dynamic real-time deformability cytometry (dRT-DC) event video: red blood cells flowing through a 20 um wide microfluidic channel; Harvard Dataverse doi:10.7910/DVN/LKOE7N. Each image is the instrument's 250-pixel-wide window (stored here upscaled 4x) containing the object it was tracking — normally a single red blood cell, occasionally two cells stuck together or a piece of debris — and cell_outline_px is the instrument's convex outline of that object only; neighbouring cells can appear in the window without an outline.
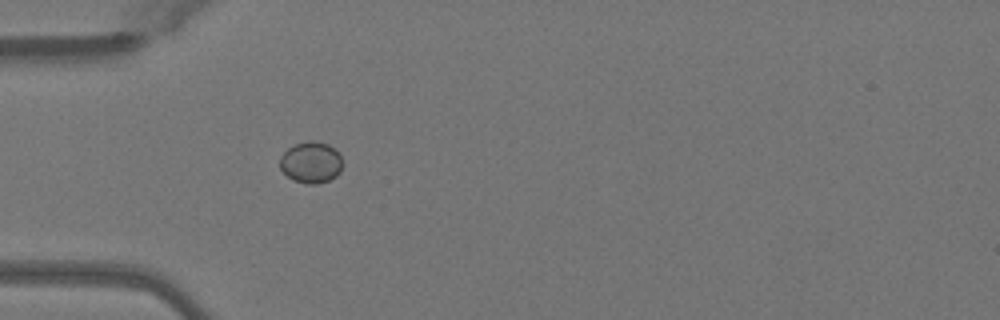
{"species": "Egyptian fruit bat (a non-hibernating species)", "species_latin": "Rousettus aegyptiacus", "temperature_condition": "warm", "stored_images_in_passage": 35, "camera_frame_rate_fps": 3000, "um_per_image_px": 0.085, "animal": {"sex": "female"}, "frame": {"image": 1, "passage_image": 1, "time_ms": 0.0, "image_size_px": [1000, 320], "cell_outline_px": [[340, 172], [336, 176], [328, 180], [316, 184], [304, 184], [292, 180], [280, 168], [280, 156], [288, 148], [296, 144], [308, 140], [312, 140], [328, 144], [340, 152]], "centroid_in_image_um": [26.42, 13.8], "position_along_channel_um": 58.6, "area_um2": 15.09}}
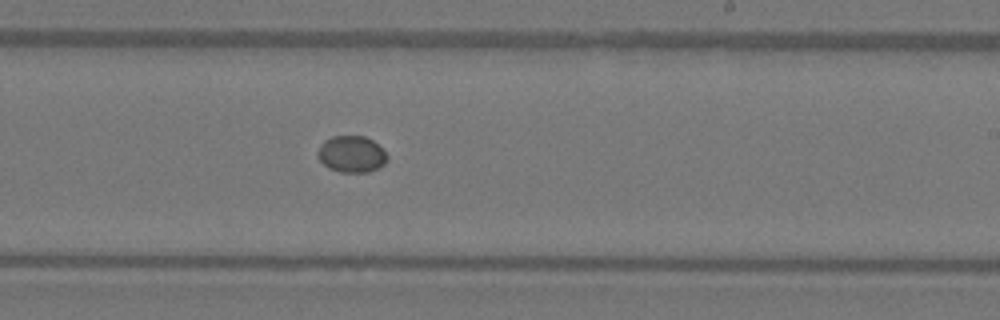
{"frame": {"image": 2, "passage_image": 16, "time_ms": 5.0, "image_size_px": [1000, 320], "cell_outline_px": [[388, 160], [380, 168], [368, 172], [340, 172], [328, 168], [316, 156], [316, 152], [320, 144], [324, 140], [332, 136], [364, 136], [372, 140], [388, 156]], "centroid_in_image_um": [29.85, 13.11], "position_along_channel_um": 259.1, "area_um2": 14.91}}
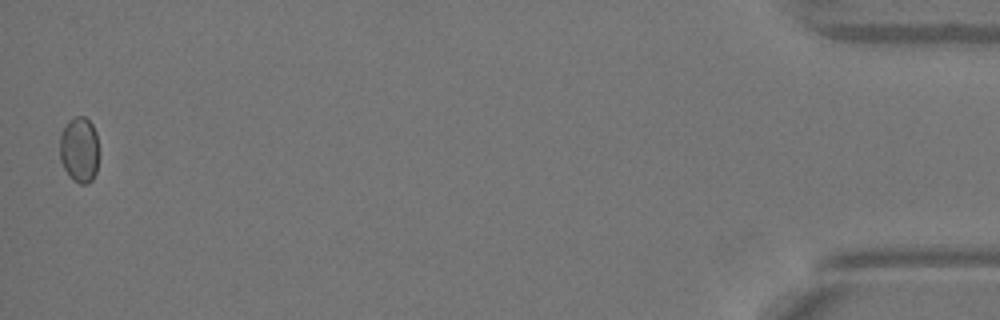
{"frame": {"image": 3, "passage_image": 35, "time_ms": 11.333, "image_size_px": [1000, 320], "cell_outline_px": [[96, 172], [92, 180], [88, 184], [80, 184], [72, 180], [68, 176], [60, 160], [60, 136], [68, 120], [76, 116], [84, 116], [92, 124], [96, 132]], "centroid_in_image_um": [6.71, 12.74], "position_along_channel_um": 428.5, "area_um2": 14.8}}